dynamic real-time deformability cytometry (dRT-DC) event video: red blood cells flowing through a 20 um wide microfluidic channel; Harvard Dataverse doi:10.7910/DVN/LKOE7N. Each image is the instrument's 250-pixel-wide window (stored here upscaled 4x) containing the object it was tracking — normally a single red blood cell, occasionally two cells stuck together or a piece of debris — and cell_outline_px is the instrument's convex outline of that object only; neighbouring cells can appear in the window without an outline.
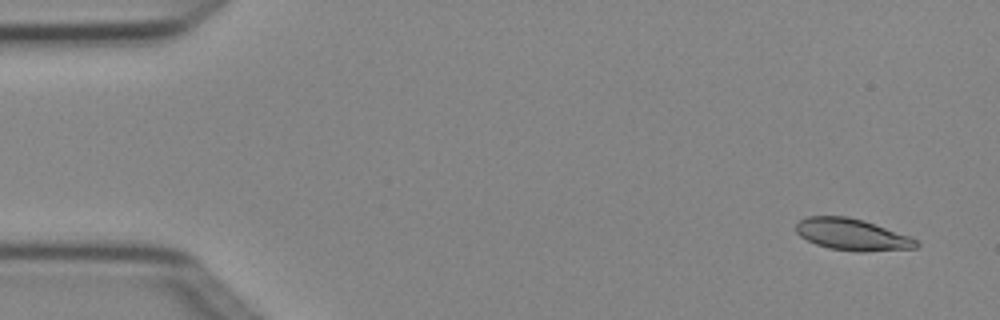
{"species": "Egyptian fruit bat (a non-hibernating species)", "species_latin": "Rousettus aegyptiacus", "temperature_condition": "cold", "stored_images_in_passage": 4, "camera_frame_rate_fps": 3000, "um_per_image_px": 0.085, "animal": {"sex": "female"}, "frame": {"image": 1, "passage_image": 1, "time_ms": 0.0, "image_size_px": [1000, 320], "cell_outline_px": [[920, 244], [916, 248], [864, 252], [856, 252], [828, 248], [816, 244], [800, 236], [796, 232], [796, 224], [800, 220], [808, 216], [848, 216], [864, 220], [908, 236], [916, 240]], "centroid_in_image_um": [72.41, 19.94], "position_along_channel_um": 12.6, "area_um2": 22.14}}
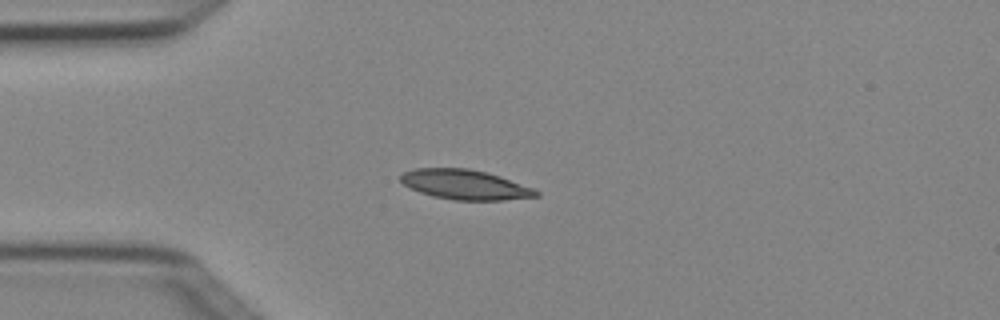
{"frame": {"image": 2, "passage_image": 4, "time_ms": 1.0, "image_size_px": [1000, 320], "cell_outline_px": [[540, 196], [504, 200], [452, 200], [432, 196], [420, 192], [404, 184], [400, 180], [400, 176], [404, 172], [416, 168], [468, 168], [500, 176], [532, 188], [540, 192]], "centroid_in_image_um": [39.53, 15.7], "position_along_channel_um": 45.5, "area_um2": 23.35}}